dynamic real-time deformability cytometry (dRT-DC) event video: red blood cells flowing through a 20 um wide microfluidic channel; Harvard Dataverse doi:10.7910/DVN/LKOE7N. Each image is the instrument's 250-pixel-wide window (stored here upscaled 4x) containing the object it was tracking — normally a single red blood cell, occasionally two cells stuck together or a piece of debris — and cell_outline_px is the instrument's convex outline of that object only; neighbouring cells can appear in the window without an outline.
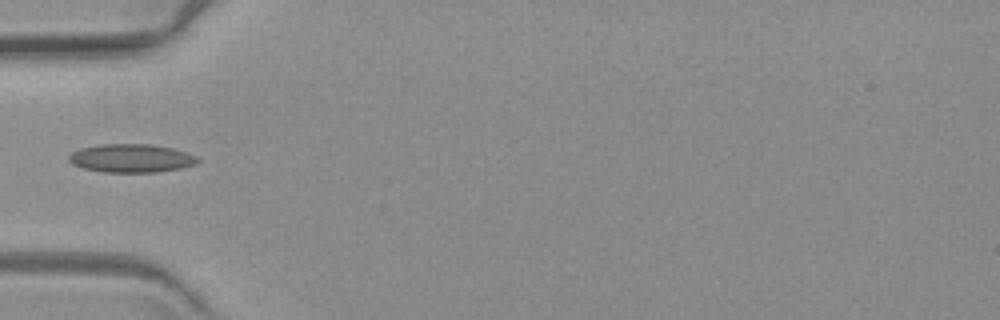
{"species": "common noctule bat (a hibernating species)", "species_latin": "Nyctalus noctula", "temperature_condition": "warm", "stored_images_in_passage": 1, "camera_frame_rate_fps": 3000, "um_per_image_px": 0.085, "animal": {"sex": "female", "body_mass_g": 19.3, "forearm_length_mm": 54.1}, "frame": {"image": 1, "passage_image": 1, "time_ms": 0.0, "image_size_px": [1000, 320], "cell_outline_px": [[200, 160], [196, 164], [180, 168], [156, 172], [104, 172], [84, 168], [72, 164], [68, 160], [68, 156], [72, 152], [80, 148], [100, 144], [152, 144], [172, 148], [196, 156]], "centroid_in_image_um": [11.13, 13.44], "position_along_channel_um": 73.9, "area_um2": 21.27}}